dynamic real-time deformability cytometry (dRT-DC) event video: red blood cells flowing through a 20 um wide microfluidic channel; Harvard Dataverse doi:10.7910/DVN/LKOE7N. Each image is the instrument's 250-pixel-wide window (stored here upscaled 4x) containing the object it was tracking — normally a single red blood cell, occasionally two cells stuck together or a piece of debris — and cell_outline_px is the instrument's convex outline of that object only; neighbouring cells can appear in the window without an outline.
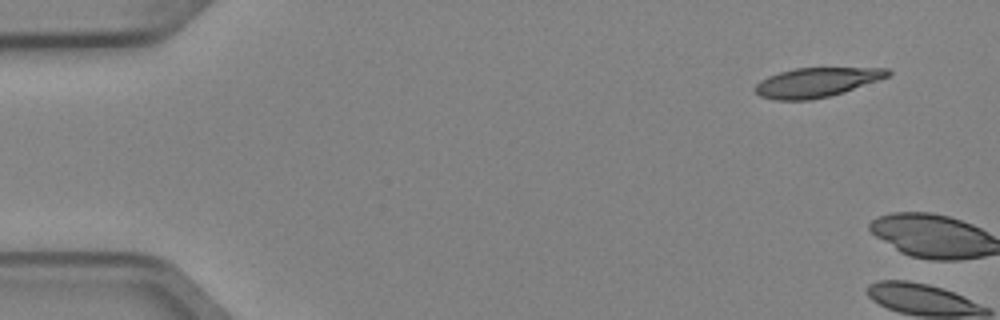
{"species": "Egyptian fruit bat (a non-hibernating species)", "species_latin": "Rousettus aegyptiacus", "temperature_condition": "cold", "stored_images_in_passage": 5, "segment_of_instrument_passage": [2, 2], "camera_frame_rate_fps": 3000, "um_per_image_px": 0.085, "animal": {"sex": "female"}, "frame": {"image": 1, "passage_image": 5, "time_ms": 1.333, "image_size_px": [1000, 320], "cell_outline_px": [[892, 72], [888, 76], [844, 92], [812, 100], [776, 100], [760, 96], [752, 88], [760, 80], [768, 76], [780, 72], [796, 68], [888, 68]], "centroid_in_image_um": [69.36, 7.0], "position_along_channel_um": 15.6, "area_um2": 22.6}}